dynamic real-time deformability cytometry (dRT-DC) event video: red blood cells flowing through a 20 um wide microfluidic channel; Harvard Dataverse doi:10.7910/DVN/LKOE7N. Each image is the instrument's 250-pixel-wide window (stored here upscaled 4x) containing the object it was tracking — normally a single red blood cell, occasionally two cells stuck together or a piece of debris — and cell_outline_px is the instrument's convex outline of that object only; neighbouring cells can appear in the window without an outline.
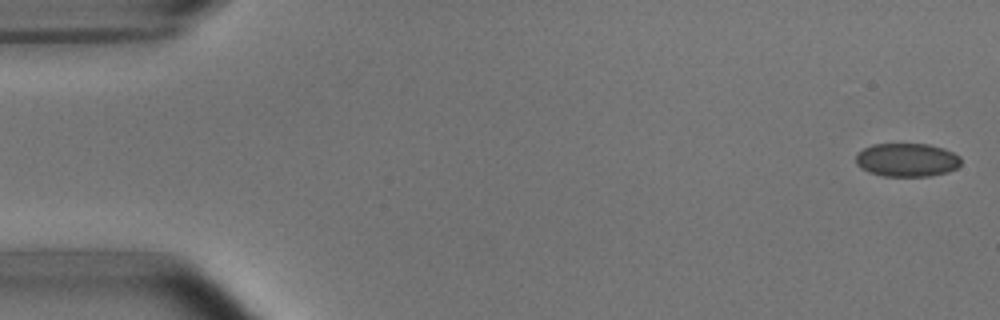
{"species": "common noctule bat (a hibernating species)", "species_latin": "Nyctalus noctula", "temperature_condition": "room temperature", "stored_images_in_passage": 47, "camera_frame_rate_fps": 3000, "um_per_image_px": 0.085, "animal": {"sex": "male", "body_mass_g": 15.6}, "frame": {"image": 1, "passage_image": 1, "time_ms": 0.0, "image_size_px": [1000, 320], "cell_outline_px": [[960, 164], [956, 168], [948, 172], [928, 176], [884, 176], [868, 172], [860, 168], [856, 164], [856, 156], [864, 148], [872, 144], [928, 144], [944, 148], [960, 156]], "centroid_in_image_um": [77.08, 13.59], "position_along_channel_um": 7.9, "area_um2": 20.52}}
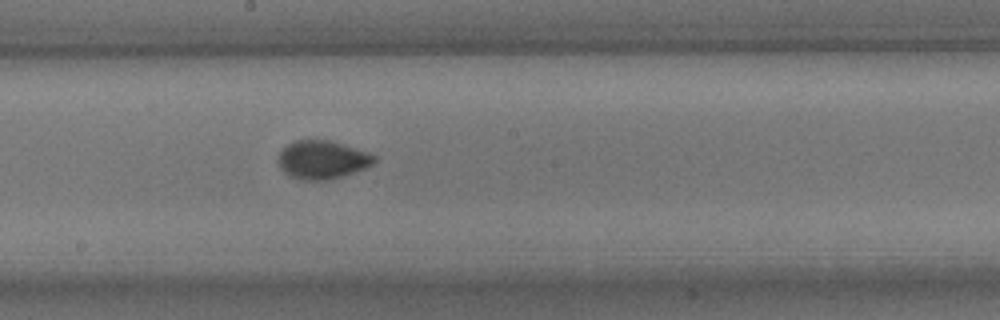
{"frame": {"image": 2, "passage_image": 28, "time_ms": 9.0, "image_size_px": [1000, 320], "cell_outline_px": [[376, 160], [372, 164], [364, 168], [340, 176], [324, 180], [304, 180], [288, 176], [280, 168], [280, 152], [288, 144], [296, 140], [328, 140], [376, 156]], "centroid_in_image_um": [27.35, 13.58], "position_along_channel_um": 220.8, "area_um2": 20.75}}
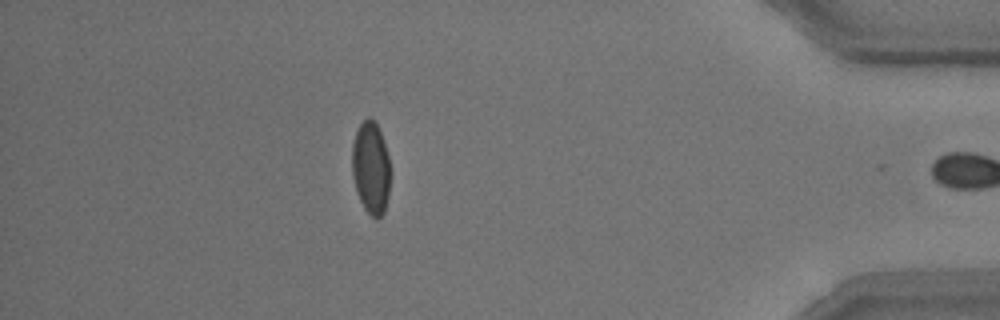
{"frame": {"image": 3, "passage_image": 46, "time_ms": 15.0, "image_size_px": [1000, 320], "cell_outline_px": [[388, 196], [384, 212], [376, 220], [364, 208], [356, 192], [352, 176], [352, 144], [356, 132], [360, 124], [368, 116], [372, 116], [384, 140], [388, 156]], "centroid_in_image_um": [31.49, 14.25], "position_along_channel_um": 403.7, "area_um2": 20.46}, "authors_computed_cell_mechanics": {"area_um2": 20.9236, "velocity_mm_per_s": 3.8087, "shape_relaxation_time_tau1_ms": 4.8235, "shape_relaxation_time_tau2_ms": null, "deformation_change_tau1": 0.1012, "deformation_change_tau2": null}}